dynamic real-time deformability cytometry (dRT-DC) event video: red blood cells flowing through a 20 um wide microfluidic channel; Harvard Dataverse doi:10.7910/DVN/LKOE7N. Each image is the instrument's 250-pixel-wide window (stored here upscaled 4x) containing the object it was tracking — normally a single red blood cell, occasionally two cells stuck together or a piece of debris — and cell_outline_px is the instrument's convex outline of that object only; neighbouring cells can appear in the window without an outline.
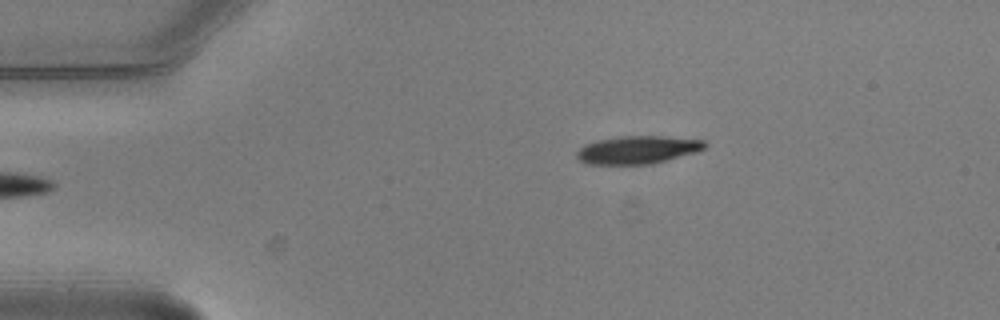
{"species": "common noctule bat (a hibernating species)", "species_latin": "Nyctalus noctula", "temperature_condition": "warm", "stored_images_in_passage": 2, "camera_frame_rate_fps": 3000, "um_per_image_px": 0.085, "animal": {"sex": "male", "body_mass_g": 20.5, "forearm_length_mm": 52.5}, "frame": {"image": 1, "passage_image": 2, "time_ms": 0.333, "image_size_px": [1000, 320], "cell_outline_px": [[708, 144], [704, 148], [696, 152], [652, 164], [588, 164], [580, 160], [576, 156], [576, 152], [584, 144], [600, 140], [620, 136], [664, 136], [704, 140]], "centroid_in_image_um": [54.21, 12.73], "position_along_channel_um": 30.8, "area_um2": 20.75}}